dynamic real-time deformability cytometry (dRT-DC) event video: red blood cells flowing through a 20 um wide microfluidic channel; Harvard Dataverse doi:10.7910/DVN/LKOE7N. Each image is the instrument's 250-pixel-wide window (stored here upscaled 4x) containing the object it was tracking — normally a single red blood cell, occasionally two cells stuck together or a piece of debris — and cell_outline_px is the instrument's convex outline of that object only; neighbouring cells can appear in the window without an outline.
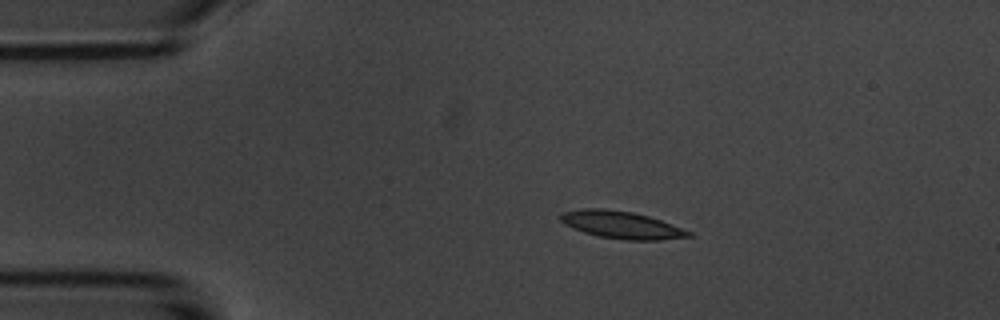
{"species": "common noctule bat (a hibernating species)", "species_latin": "Nyctalus noctula", "temperature_condition": "room temperature", "stored_images_in_passage": 3, "camera_frame_rate_fps": 3000, "um_per_image_px": 0.085, "animal": {"sex": "male", "body_mass_g": 20.1, "forearm_length_mm": 53.5}, "frame": {"image": 1, "passage_image": 2, "time_ms": 1.333, "image_size_px": [1000, 320], "cell_outline_px": [[692, 236], [660, 240], [628, 240], [596, 236], [572, 228], [564, 224], [560, 220], [560, 216], [564, 212], [584, 208], [604, 208], [632, 212], [648, 216], [660, 220], [692, 232]], "centroid_in_image_um": [52.8, 19.12], "position_along_channel_um": 32.2, "area_um2": 20.29}}